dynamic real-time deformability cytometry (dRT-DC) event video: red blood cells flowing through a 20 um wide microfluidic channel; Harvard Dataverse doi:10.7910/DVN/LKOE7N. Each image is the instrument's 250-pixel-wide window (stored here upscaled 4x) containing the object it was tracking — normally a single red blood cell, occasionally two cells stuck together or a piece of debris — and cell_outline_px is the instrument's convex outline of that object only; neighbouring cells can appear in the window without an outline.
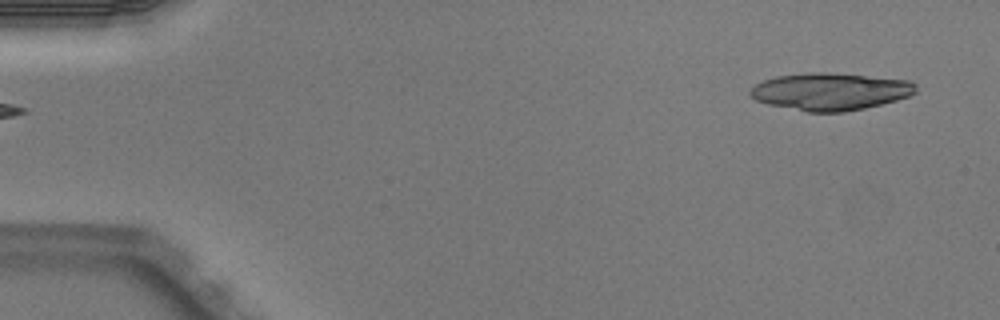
{"species": "Egyptian fruit bat (a non-hibernating species)", "species_latin": "Rousettus aegyptiacus", "temperature_condition": "warm", "stored_images_in_passage": 5, "segment_of_instrument_passage": [2, 2], "camera_frame_rate_fps": 3000, "um_per_image_px": 0.085, "animal": {"sex": "male"}, "frame": {"image": 1, "passage_image": 5, "time_ms": 1.333, "image_size_px": [1000, 320], "cell_outline_px": [[916, 92], [908, 96], [896, 100], [864, 108], [844, 112], [808, 112], [768, 104], [756, 100], [748, 92], [756, 84], [764, 80], [776, 76], [808, 72], [828, 72], [908, 80], [916, 84]], "centroid_in_image_um": [70.56, 7.77], "position_along_channel_um": 14.4, "area_um2": 35.84}}